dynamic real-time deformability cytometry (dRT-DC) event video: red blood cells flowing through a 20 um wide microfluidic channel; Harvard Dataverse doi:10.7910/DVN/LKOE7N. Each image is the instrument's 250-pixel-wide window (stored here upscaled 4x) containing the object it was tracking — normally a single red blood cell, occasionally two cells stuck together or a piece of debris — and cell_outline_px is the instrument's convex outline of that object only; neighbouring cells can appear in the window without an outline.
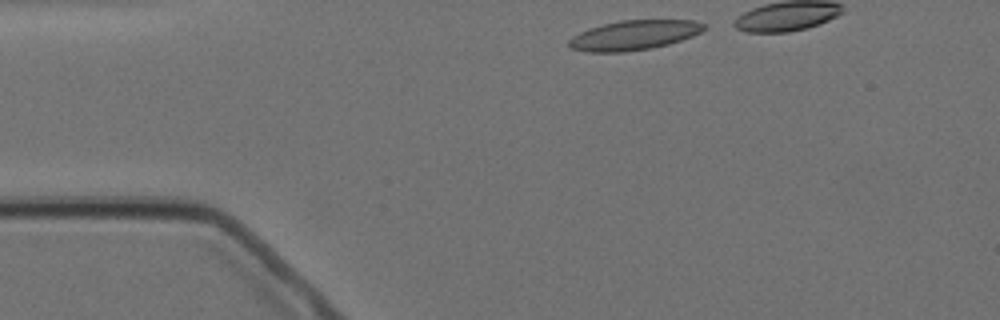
{"species": "Egyptian fruit bat (a non-hibernating species)", "species_latin": "Rousettus aegyptiacus", "temperature_condition": "cold", "stored_images_in_passage": 4, "camera_frame_rate_fps": 3000, "um_per_image_px": 0.085, "animal": {"sex": "female"}, "frame": {"image": 1, "passage_image": 1, "time_ms": 0.0, "image_size_px": [1000, 320], "cell_outline_px": [[704, 28], [700, 32], [692, 36], [668, 44], [648, 48], [624, 52], [588, 52], [572, 48], [568, 44], [568, 40], [572, 36], [588, 28], [620, 20], [692, 20], [704, 24]], "centroid_in_image_um": [53.84, 2.98], "position_along_channel_um": 31.2, "area_um2": 23.06}}